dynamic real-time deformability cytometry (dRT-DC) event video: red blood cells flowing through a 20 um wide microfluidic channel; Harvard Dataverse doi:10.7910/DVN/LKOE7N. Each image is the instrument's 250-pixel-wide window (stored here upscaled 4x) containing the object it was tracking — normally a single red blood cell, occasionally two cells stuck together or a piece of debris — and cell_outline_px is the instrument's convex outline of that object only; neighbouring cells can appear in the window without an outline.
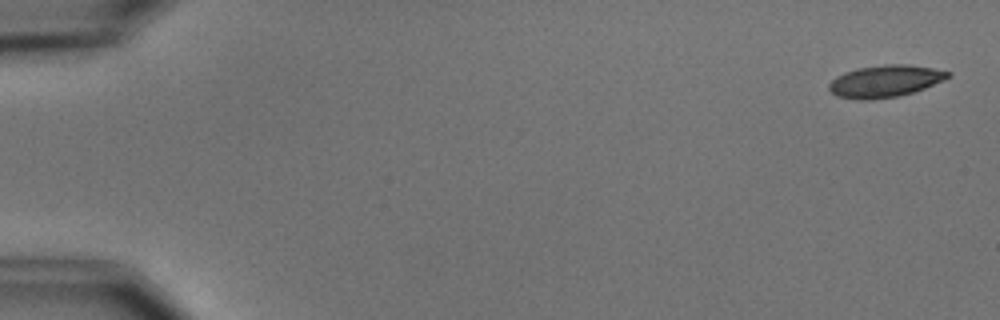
{"species": "common noctule bat (a hibernating species)", "species_latin": "Nyctalus noctula", "temperature_condition": "cold", "stored_images_in_passage": 4, "camera_frame_rate_fps": 3000, "um_per_image_px": 0.085, "animal": {"sex": "male", "body_mass_g": 15.6}, "frame": {"image": 1, "passage_image": 1, "time_ms": 0.0, "image_size_px": [1000, 320], "cell_outline_px": [[952, 76], [944, 80], [924, 88], [900, 96], [868, 100], [860, 100], [836, 96], [828, 88], [828, 84], [836, 76], [844, 72], [860, 68], [884, 64], [908, 64], [932, 68], [952, 72]], "centroid_in_image_um": [75.24, 6.9], "position_along_channel_um": 9.8, "area_um2": 22.25}}
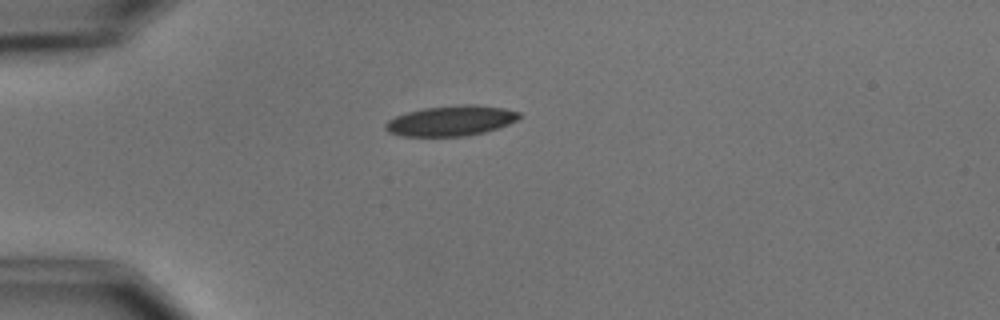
{"frame": {"image": 2, "passage_image": 4, "time_ms": 4.333, "image_size_px": [1000, 320], "cell_outline_px": [[520, 116], [516, 120], [508, 124], [484, 132], [468, 136], [400, 136], [388, 132], [384, 128], [384, 124], [388, 120], [396, 116], [408, 112], [424, 108], [460, 104], [472, 104], [504, 108], [520, 112]], "centroid_in_image_um": [38.31, 10.26], "position_along_channel_um": 46.7, "area_um2": 23.58}}